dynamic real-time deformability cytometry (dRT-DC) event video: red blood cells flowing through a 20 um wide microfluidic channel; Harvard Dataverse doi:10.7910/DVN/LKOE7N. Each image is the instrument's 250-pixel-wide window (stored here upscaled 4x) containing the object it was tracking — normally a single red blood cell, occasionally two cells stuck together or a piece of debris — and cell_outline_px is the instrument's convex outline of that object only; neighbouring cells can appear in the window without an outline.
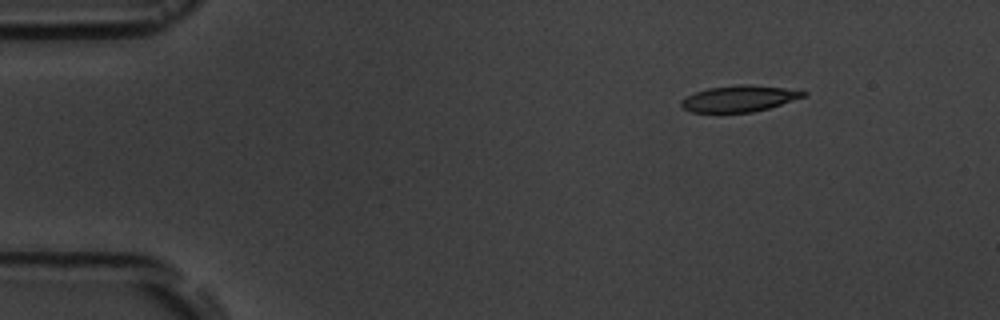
{"species": "common noctule bat (a hibernating species)", "species_latin": "Nyctalus noctula", "temperature_condition": "room temperature", "stored_images_in_passage": 6, "camera_frame_rate_fps": 3000, "um_per_image_px": 0.085, "animal": {"sex": "male", "body_mass_g": 19.5, "forearm_length_mm": 54.6}, "frame": {"image": 1, "passage_image": 2, "time_ms": 1.333, "image_size_px": [1000, 320], "cell_outline_px": [[808, 92], [804, 96], [768, 108], [752, 112], [692, 112], [684, 108], [680, 104], [680, 100], [696, 92], [708, 88], [740, 84], [748, 84], [784, 88]], "centroid_in_image_um": [62.8, 8.37], "position_along_channel_um": 22.2, "area_um2": 18.32}}
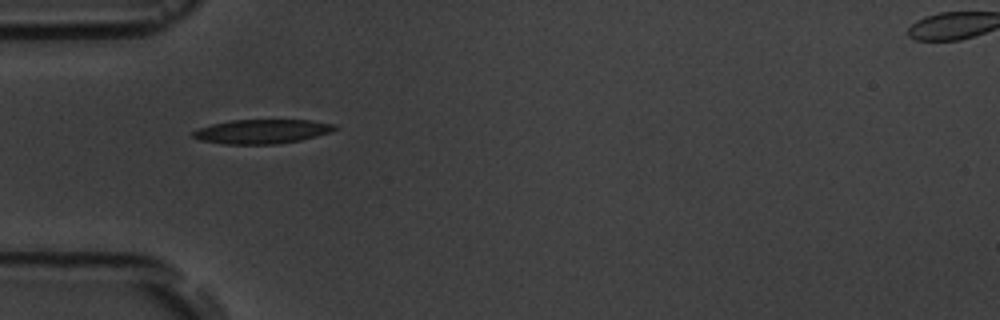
{"frame": {"image": 2, "passage_image": 5, "time_ms": 4.667, "image_size_px": [1000, 320], "cell_outline_px": [[340, 128], [332, 132], [300, 140], [276, 144], [224, 144], [200, 140], [192, 136], [192, 132], [200, 128], [212, 124], [232, 120], [308, 120], [336, 124]], "centroid_in_image_um": [22.31, 11.17], "position_along_channel_um": 62.7, "area_um2": 20.0}}
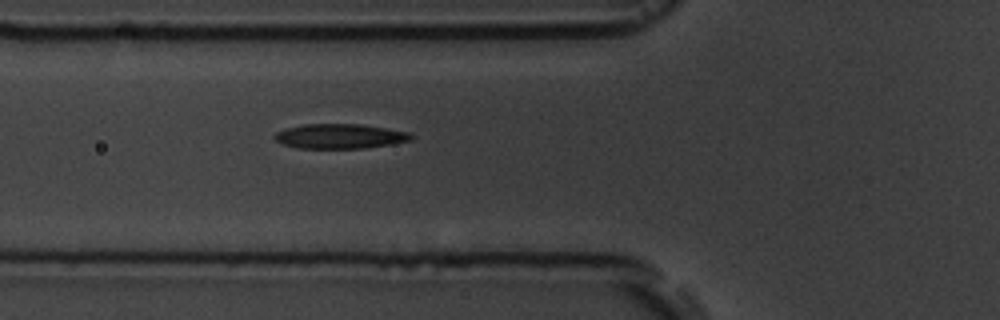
{"frame": {"image": 3, "passage_image": 6, "time_ms": 5.667, "image_size_px": [1000, 320], "cell_outline_px": [[412, 140], [392, 144], [364, 148], [296, 148], [280, 144], [272, 136], [276, 132], [288, 128], [304, 124], [360, 124], [408, 132], [412, 136]], "centroid_in_image_um": [28.84, 11.59], "position_along_channel_um": 97.0, "area_um2": 19.59}}